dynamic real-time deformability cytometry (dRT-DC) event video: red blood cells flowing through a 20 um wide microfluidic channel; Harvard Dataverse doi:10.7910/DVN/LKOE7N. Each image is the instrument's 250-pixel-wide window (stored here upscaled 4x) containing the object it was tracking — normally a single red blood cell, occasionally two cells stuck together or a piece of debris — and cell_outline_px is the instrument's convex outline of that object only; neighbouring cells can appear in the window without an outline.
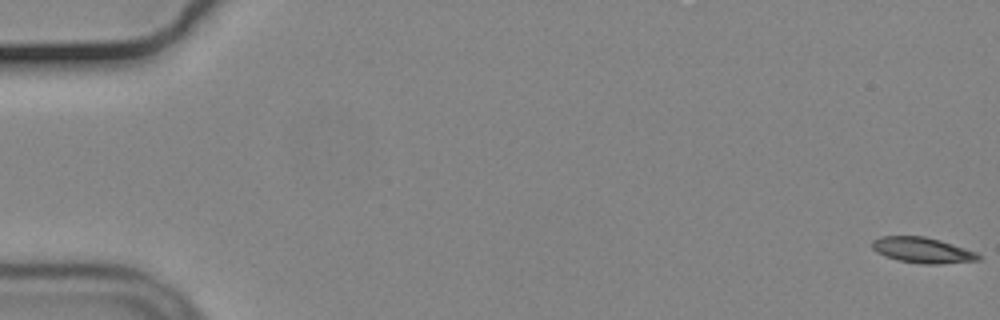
{"species": "common noctule bat (a hibernating species)", "species_latin": "Nyctalus noctula", "temperature_condition": "cold", "stored_images_in_passage": 56, "camera_frame_rate_fps": 3000, "um_per_image_px": 0.085, "animal": {"sex": "male", "body_mass_g": 19.2, "forearm_length_mm": 51.8}, "frame": {"image": 1, "passage_image": 1, "time_ms": 0.0, "image_size_px": [1000, 320], "cell_outline_px": [[980, 260], [940, 264], [924, 264], [896, 260], [884, 256], [876, 252], [872, 248], [872, 240], [880, 236], [924, 236], [940, 240], [976, 252], [980, 256]], "centroid_in_image_um": [78.37, 21.26], "position_along_channel_um": 6.6, "area_um2": 15.9}}
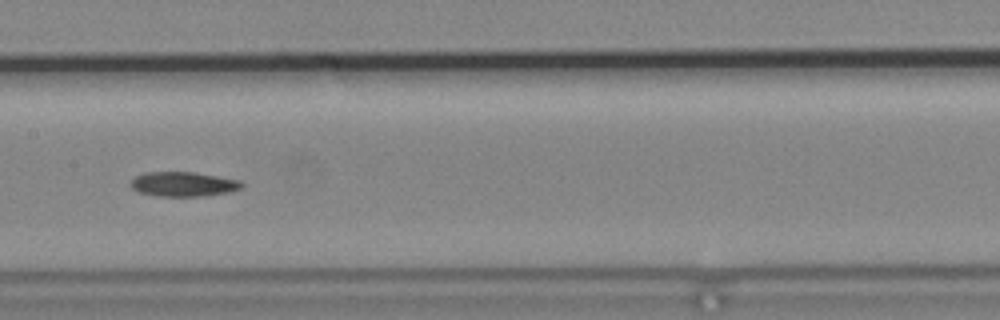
{"frame": {"image": 2, "passage_image": 29, "time_ms": 9.333, "image_size_px": [1000, 320], "cell_outline_px": [[244, 184], [240, 188], [228, 192], [204, 196], [156, 196], [140, 192], [132, 188], [132, 180], [136, 176], [144, 172], [196, 172], [240, 180]], "centroid_in_image_um": [15.6, 15.64], "position_along_channel_um": 191.8, "area_um2": 15.84}}
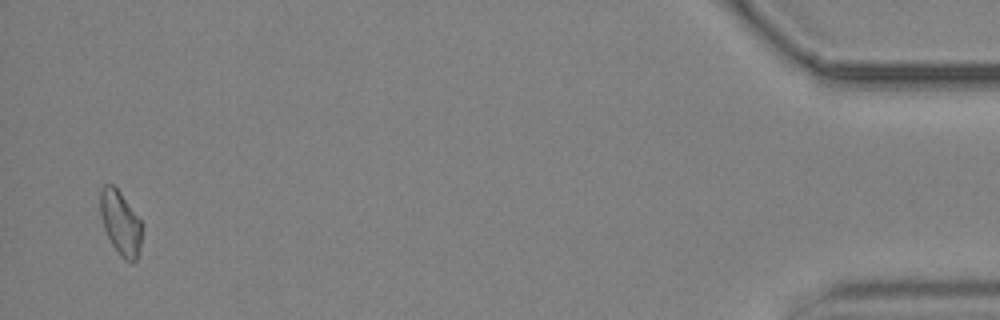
{"frame": {"image": 3, "passage_image": 55, "time_ms": 18.0, "image_size_px": [1000, 320], "cell_outline_px": [[144, 224], [140, 252], [136, 260], [132, 264], [124, 260], [120, 256], [112, 244], [104, 228], [100, 216], [100, 188], [104, 184], [112, 184], [120, 192]], "centroid_in_image_um": [10.28, 18.98], "position_along_channel_um": 424.9, "area_um2": 16.01}}